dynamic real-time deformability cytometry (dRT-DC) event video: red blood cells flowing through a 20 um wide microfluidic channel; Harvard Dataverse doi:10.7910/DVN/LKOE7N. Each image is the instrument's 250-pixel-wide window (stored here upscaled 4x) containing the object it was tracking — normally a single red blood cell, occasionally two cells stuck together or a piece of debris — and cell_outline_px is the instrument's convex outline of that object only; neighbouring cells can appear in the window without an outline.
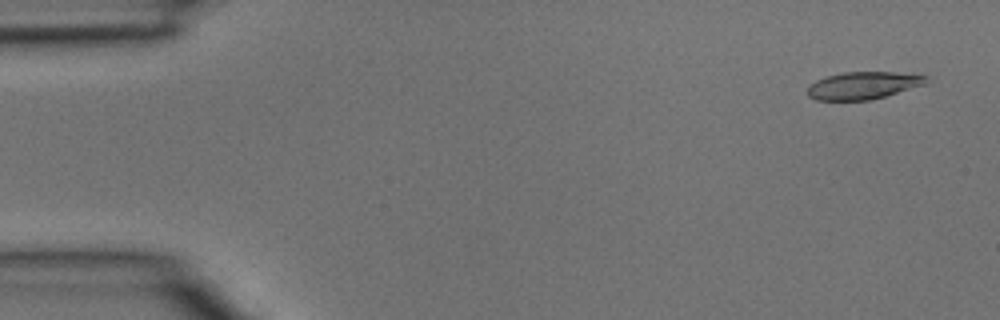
{"species": "common noctule bat (a hibernating species)", "species_latin": "Nyctalus noctula", "temperature_condition": "room temperature", "stored_images_in_passage": 4, "camera_frame_rate_fps": 3000, "um_per_image_px": 0.085, "animal": {"sex": "male", "body_mass_g": 15.6}, "frame": {"image": 1, "passage_image": 1, "time_ms": 0.0, "image_size_px": [1000, 320], "cell_outline_px": [[928, 80], [924, 84], [872, 100], [816, 100], [808, 96], [808, 84], [816, 80], [828, 76], [844, 72], [896, 72], [928, 76]], "centroid_in_image_um": [73.34, 7.26], "position_along_channel_um": 11.7, "area_um2": 18.84}}
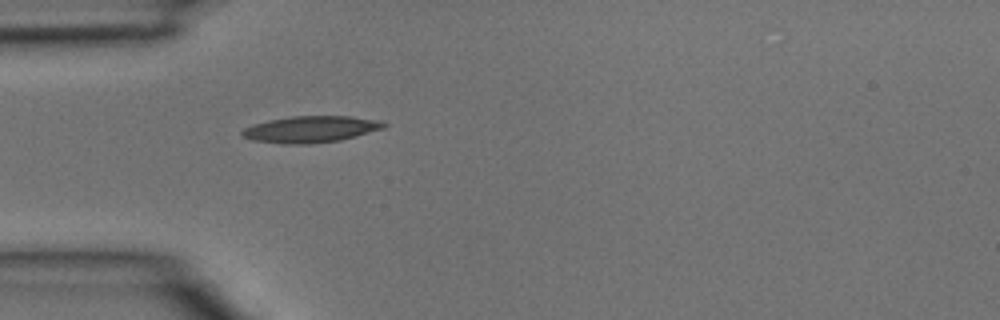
{"frame": {"image": 2, "passage_image": 4, "time_ms": 1.0, "image_size_px": [1000, 320], "cell_outline_px": [[388, 124], [384, 128], [356, 136], [340, 140], [308, 144], [284, 144], [252, 140], [244, 136], [240, 132], [244, 128], [252, 124], [268, 120], [292, 116], [352, 116], [380, 120]], "centroid_in_image_um": [26.42, 10.98], "position_along_channel_um": 58.6, "area_um2": 21.96}}